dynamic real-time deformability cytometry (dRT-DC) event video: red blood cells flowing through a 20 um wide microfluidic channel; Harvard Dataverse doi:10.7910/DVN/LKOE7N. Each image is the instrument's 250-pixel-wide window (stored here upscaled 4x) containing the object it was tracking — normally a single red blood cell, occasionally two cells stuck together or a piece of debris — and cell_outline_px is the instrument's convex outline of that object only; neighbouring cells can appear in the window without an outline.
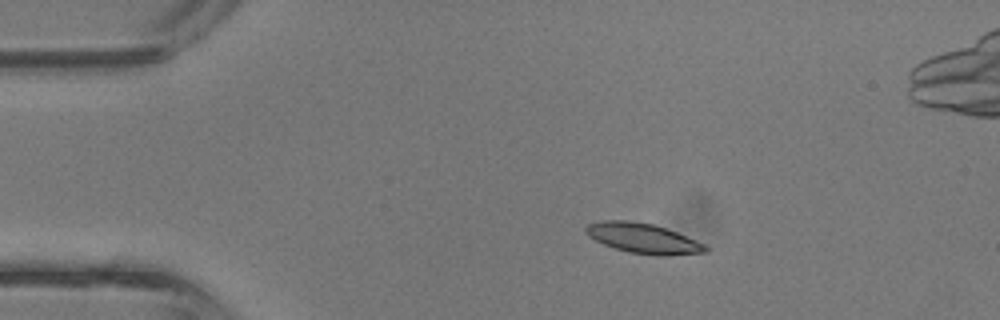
{"species": "common noctule bat (a hibernating species)", "species_latin": "Nyctalus noctula", "temperature_condition": "room temperature", "stored_images_in_passage": 3, "camera_frame_rate_fps": 3000, "um_per_image_px": 0.085, "animal": {"sex": "male", "body_mass_g": 13.3}, "frame": {"image": 1, "passage_image": 2, "time_ms": 0.333, "image_size_px": [1000, 320], "cell_outline_px": [[708, 252], [668, 256], [656, 256], [628, 252], [604, 244], [588, 236], [584, 232], [584, 228], [588, 224], [604, 220], [628, 220], [652, 224], [676, 232], [704, 244], [708, 248]], "centroid_in_image_um": [54.65, 20.26], "position_along_channel_um": 30.3, "area_um2": 20.87}}